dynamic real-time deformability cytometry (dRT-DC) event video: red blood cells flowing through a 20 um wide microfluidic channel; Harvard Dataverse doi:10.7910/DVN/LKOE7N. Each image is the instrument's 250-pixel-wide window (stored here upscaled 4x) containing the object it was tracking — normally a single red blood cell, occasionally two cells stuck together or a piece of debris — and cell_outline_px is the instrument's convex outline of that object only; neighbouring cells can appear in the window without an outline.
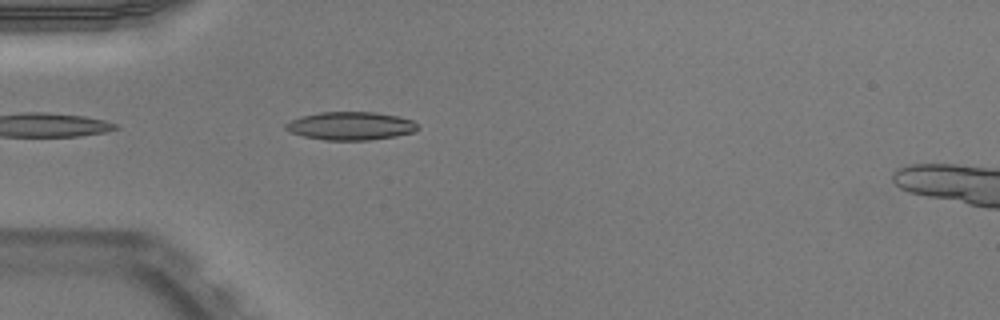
{"species": "Egyptian fruit bat (a non-hibernating species)", "species_latin": "Rousettus aegyptiacus", "temperature_condition": "warm", "stored_images_in_passage": 23, "camera_frame_rate_fps": 3000, "um_per_image_px": 0.085, "animal": {"sex": "male"}, "frame": {"image": 1, "passage_image": 4, "time_ms": 1.0, "image_size_px": [1000, 320], "cell_outline_px": [[420, 128], [412, 132], [396, 136], [368, 140], [324, 140], [304, 136], [292, 132], [284, 128], [284, 124], [300, 116], [320, 112], [376, 112], [400, 116], [412, 120]], "centroid_in_image_um": [29.81, 10.69], "position_along_channel_um": 55.2, "area_um2": 21.68}}